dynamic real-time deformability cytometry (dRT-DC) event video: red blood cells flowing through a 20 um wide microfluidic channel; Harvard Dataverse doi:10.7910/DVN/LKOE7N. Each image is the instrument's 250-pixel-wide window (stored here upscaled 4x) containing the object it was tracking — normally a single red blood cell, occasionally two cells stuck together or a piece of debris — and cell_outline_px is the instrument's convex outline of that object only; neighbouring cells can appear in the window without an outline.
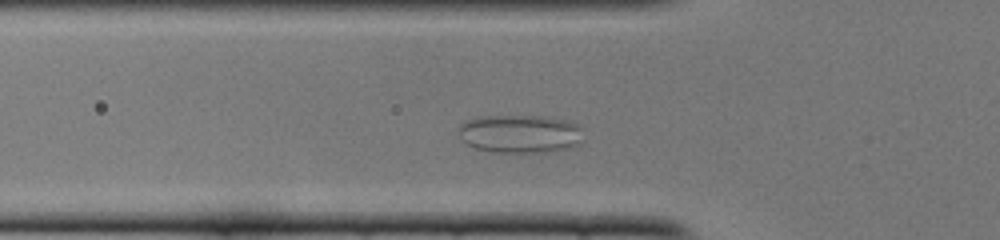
{"species": "common noctule bat (a hibernating species)", "species_latin": "Nyctalus noctula", "temperature_condition": "cold", "stored_images_in_passage": 38, "camera_frame_rate_fps": 3000, "um_per_image_px": 0.085, "animal": {"sex": "female", "body_mass_g": 22.0, "forearm_length_mm": 56.7}, "frame": {"image": 1, "passage_image": 3, "time_ms": 0.667, "image_size_px": [1000, 240], "cell_outline_px": [[584, 128], [580, 144], [572, 148], [552, 152], [492, 152], [476, 148], [460, 140], [460, 124], [464, 120], [480, 116], [544, 116], [572, 120], [580, 124]], "centroid_in_image_um": [44.28, 11.36], "position_along_channel_um": 81.5, "area_um2": 28.55}}
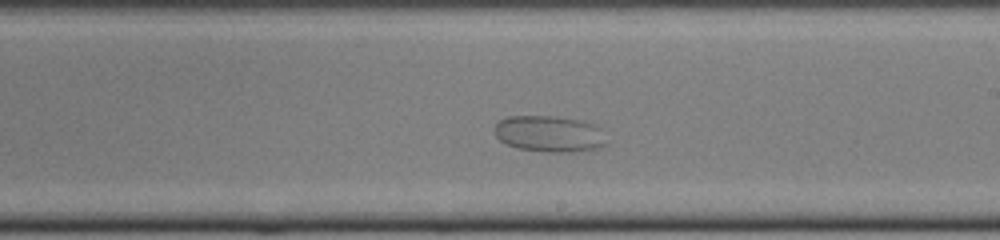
{"frame": {"image": 2, "passage_image": 16, "time_ms": 5.0, "image_size_px": [1000, 240], "cell_outline_px": [[608, 144], [600, 148], [572, 152], [548, 152], [516, 148], [500, 140], [496, 136], [492, 128], [500, 120], [508, 116], [556, 116], [580, 120], [596, 124], [600, 128]], "centroid_in_image_um": [46.71, 11.37], "position_along_channel_um": 242.3, "area_um2": 23.99}}
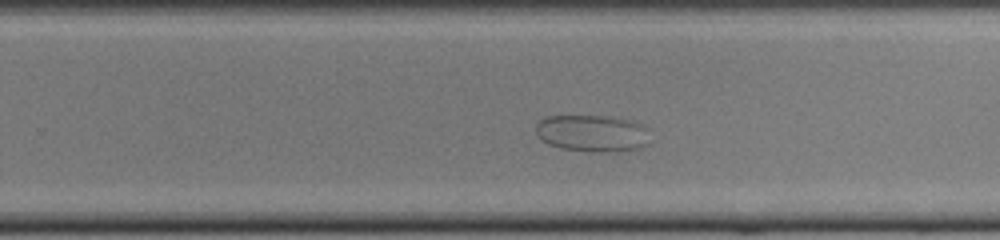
{"frame": {"image": 3, "passage_image": 19, "time_ms": 6.0, "image_size_px": [1000, 240], "cell_outline_px": [[652, 144], [628, 152], [592, 152], [560, 148], [548, 144], [536, 132], [536, 124], [544, 116], [608, 116], [632, 120], [648, 128]], "centroid_in_image_um": [50.45, 11.35], "position_along_channel_um": 279.4, "area_um2": 25.2}}